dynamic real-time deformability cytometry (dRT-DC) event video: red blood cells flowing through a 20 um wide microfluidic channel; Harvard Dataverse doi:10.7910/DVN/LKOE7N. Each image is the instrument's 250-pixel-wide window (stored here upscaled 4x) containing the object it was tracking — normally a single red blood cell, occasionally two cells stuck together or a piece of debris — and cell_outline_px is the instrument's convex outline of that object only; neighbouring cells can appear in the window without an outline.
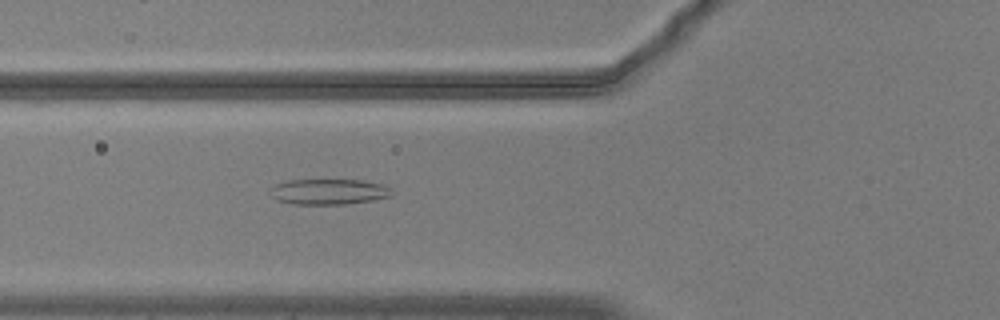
{"species": "common noctule bat (a hibernating species)", "species_latin": "Nyctalus noctula", "temperature_condition": "warm", "stored_images_in_passage": 45, "camera_frame_rate_fps": 3000, "um_per_image_px": 0.085, "animal": {"sex": "male", "body_mass_g": 20.5, "forearm_length_mm": 52.5}, "frame": {"image": 1, "passage_image": 11, "time_ms": 3.333, "image_size_px": [1000, 320], "cell_outline_px": [[392, 196], [372, 200], [344, 204], [292, 204], [276, 200], [272, 196], [268, 188], [276, 184], [288, 180], [364, 180], [384, 184], [392, 188]], "centroid_in_image_um": [27.95, 16.29], "position_along_channel_um": 97.9, "area_um2": 18.32}}
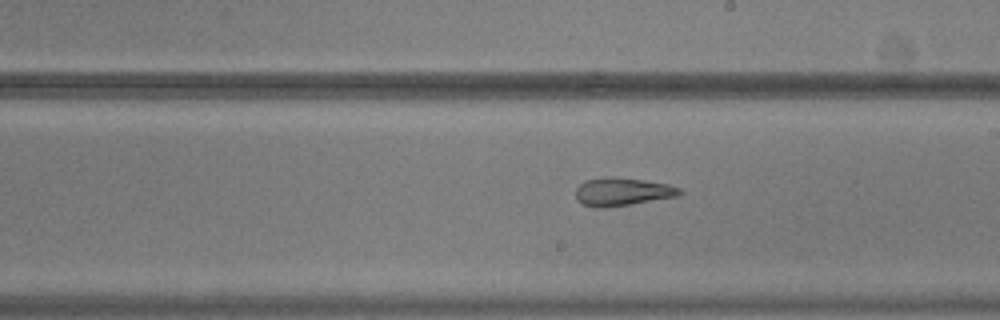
{"frame": {"image": 2, "passage_image": 22, "time_ms": 7.0, "image_size_px": [1000, 320], "cell_outline_px": [[684, 192], [676, 196], [604, 208], [596, 208], [584, 204], [576, 200], [576, 188], [584, 180], [604, 176], [612, 176], [644, 180], [668, 184], [680, 188]], "centroid_in_image_um": [52.85, 16.28], "position_along_channel_um": 236.1, "area_um2": 16.99}}
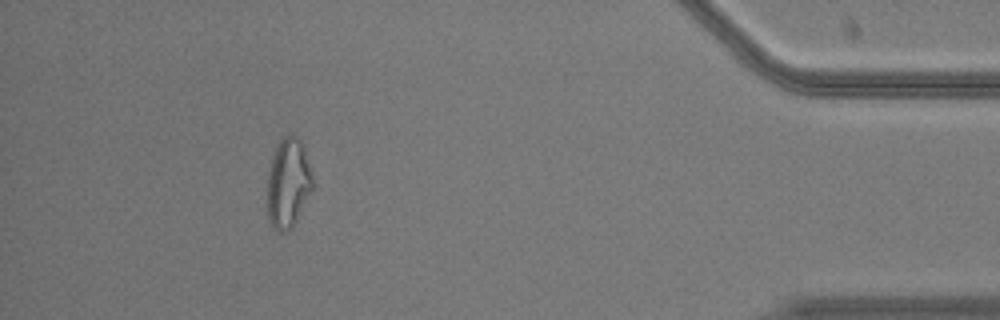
{"frame": {"image": 3, "passage_image": 40, "time_ms": 13.0, "image_size_px": [1000, 320], "cell_outline_px": [[312, 188], [292, 228], [284, 232], [276, 232], [272, 228], [268, 216], [268, 172], [276, 148], [280, 140], [284, 136], [292, 132], [300, 140], [304, 148], [312, 176]], "centroid_in_image_um": [24.48, 15.57], "position_along_channel_um": 410.7, "area_um2": 23.29}, "authors_computed_cell_mechanics": {"area_um2": 20.808, "velocity_mm_per_s": 3.7443, "shape_relaxation_time_tau1_ms": null, "shape_relaxation_time_tau2_ms": 3.5064, "deformation_change_tau1": null, "deformation_change_tau2": 0.1197}}